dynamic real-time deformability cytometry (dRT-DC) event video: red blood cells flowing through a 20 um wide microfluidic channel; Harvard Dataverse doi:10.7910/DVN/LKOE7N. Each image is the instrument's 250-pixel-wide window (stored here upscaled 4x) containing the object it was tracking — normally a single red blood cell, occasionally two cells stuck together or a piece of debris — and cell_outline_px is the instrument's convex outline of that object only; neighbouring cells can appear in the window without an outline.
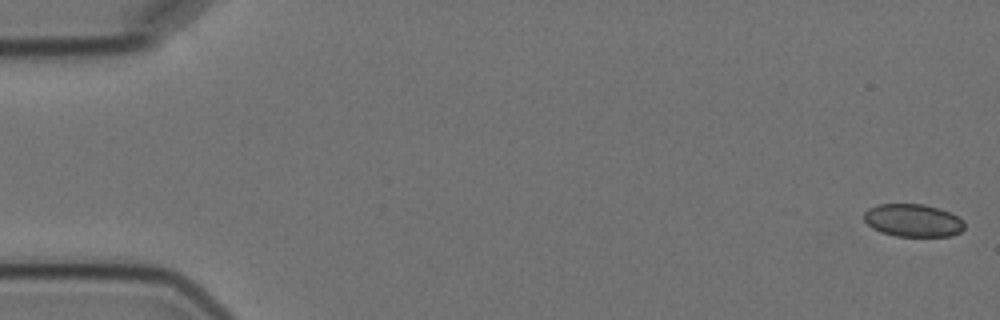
{"species": "Egyptian fruit bat (a non-hibernating species)", "species_latin": "Rousettus aegyptiacus", "temperature_condition": "cold", "stored_images_in_passage": 10, "camera_frame_rate_fps": 3000, "um_per_image_px": 0.085, "animal": {"sex": "female"}, "frame": {"image": 1, "passage_image": 1, "time_ms": 0.0, "image_size_px": [1000, 320], "cell_outline_px": [[964, 228], [960, 232], [952, 236], [896, 236], [880, 232], [872, 228], [864, 220], [864, 212], [868, 208], [880, 204], [924, 204], [940, 208], [964, 220]], "centroid_in_image_um": [77.6, 18.73], "position_along_channel_um": 7.4, "area_um2": 19.25}}
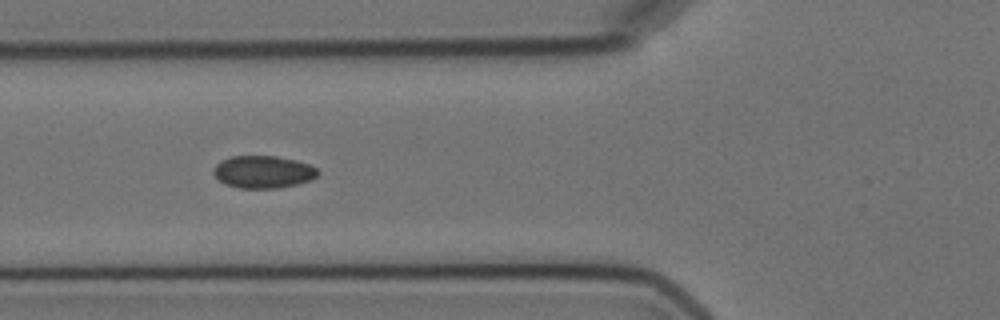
{"frame": {"image": 2, "passage_image": 6, "time_ms": 6.667, "image_size_px": [1000, 320], "cell_outline_px": [[320, 172], [316, 176], [308, 180], [296, 184], [280, 188], [240, 188], [224, 184], [212, 172], [212, 168], [220, 160], [232, 156], [276, 156], [296, 160], [308, 164], [316, 168]], "centroid_in_image_um": [22.33, 14.6], "position_along_channel_um": 103.5, "area_um2": 19.71}}
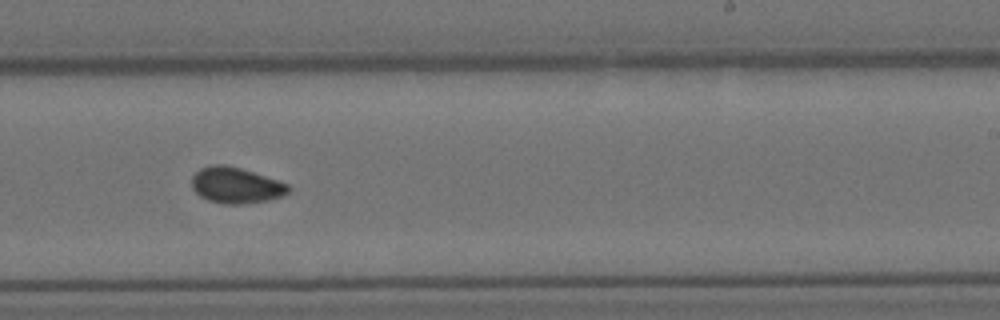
{"frame": {"image": 3, "passage_image": 10, "time_ms": 11.333, "image_size_px": [1000, 320], "cell_outline_px": [[292, 188], [288, 192], [280, 196], [268, 200], [244, 204], [224, 204], [208, 200], [200, 196], [192, 188], [192, 176], [200, 168], [212, 164], [224, 164], [240, 168], [288, 184]], "centroid_in_image_um": [20.02, 15.75], "position_along_channel_um": 269.0, "area_um2": 20.11}}